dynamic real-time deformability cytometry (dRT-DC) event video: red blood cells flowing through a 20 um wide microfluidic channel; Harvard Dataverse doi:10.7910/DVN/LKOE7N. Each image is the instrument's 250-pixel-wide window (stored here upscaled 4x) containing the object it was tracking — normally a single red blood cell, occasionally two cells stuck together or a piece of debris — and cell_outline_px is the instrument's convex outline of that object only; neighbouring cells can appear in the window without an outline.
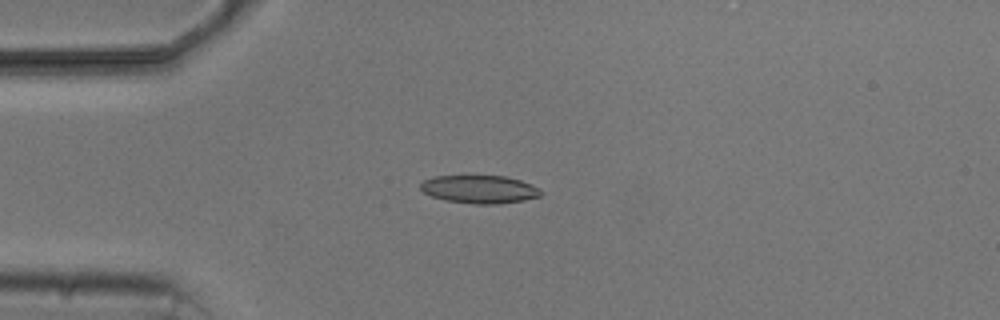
{"species": "common noctule bat (a hibernating species)", "species_latin": "Nyctalus noctula", "temperature_condition": "cold", "stored_images_in_passage": 4, "camera_frame_rate_fps": 3000, "um_per_image_px": 0.085, "animal": {"sex": "male", "body_mass_g": 20.5, "forearm_length_mm": 52.5}, "frame": {"image": 1, "passage_image": 2, "time_ms": 1.0, "image_size_px": [1000, 320], "cell_outline_px": [[544, 192], [540, 196], [524, 200], [500, 204], [476, 204], [444, 200], [432, 196], [424, 192], [420, 188], [420, 184], [424, 180], [432, 176], [504, 176], [520, 180], [532, 184]], "centroid_in_image_um": [40.77, 16.09], "position_along_channel_um": 44.2, "area_um2": 19.71}}
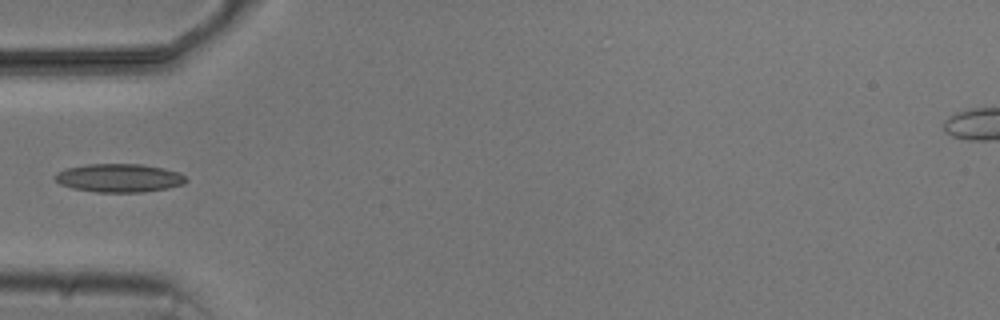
{"frame": {"image": 2, "passage_image": 3, "time_ms": 2.333, "image_size_px": [1000, 320], "cell_outline_px": [[188, 180], [184, 184], [168, 188], [144, 192], [96, 192], [72, 188], [60, 184], [56, 180], [56, 172], [68, 168], [88, 164], [140, 164], [164, 168], [180, 172]], "centroid_in_image_um": [10.16, 15.13], "position_along_channel_um": 74.8, "area_um2": 21.68}}
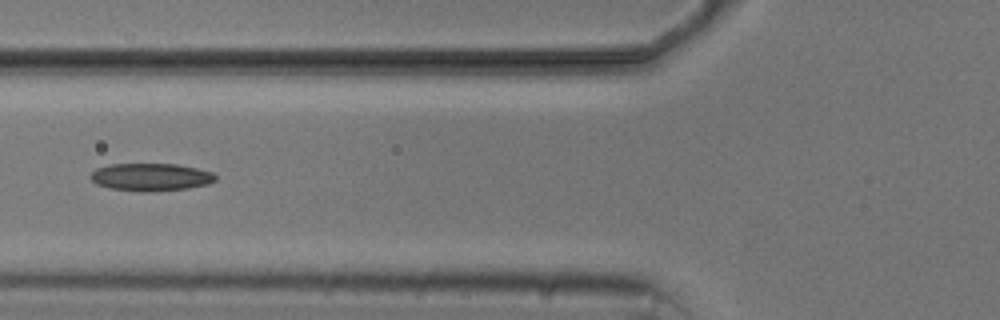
{"frame": {"image": 3, "passage_image": 4, "time_ms": 3.333, "image_size_px": [1000, 320], "cell_outline_px": [[216, 180], [208, 184], [188, 188], [152, 192], [140, 192], [108, 188], [96, 184], [92, 180], [92, 172], [96, 168], [108, 164], [176, 164], [196, 168], [212, 172], [216, 176]], "centroid_in_image_um": [12.81, 15.06], "position_along_channel_um": 113.0, "area_um2": 20.23}}